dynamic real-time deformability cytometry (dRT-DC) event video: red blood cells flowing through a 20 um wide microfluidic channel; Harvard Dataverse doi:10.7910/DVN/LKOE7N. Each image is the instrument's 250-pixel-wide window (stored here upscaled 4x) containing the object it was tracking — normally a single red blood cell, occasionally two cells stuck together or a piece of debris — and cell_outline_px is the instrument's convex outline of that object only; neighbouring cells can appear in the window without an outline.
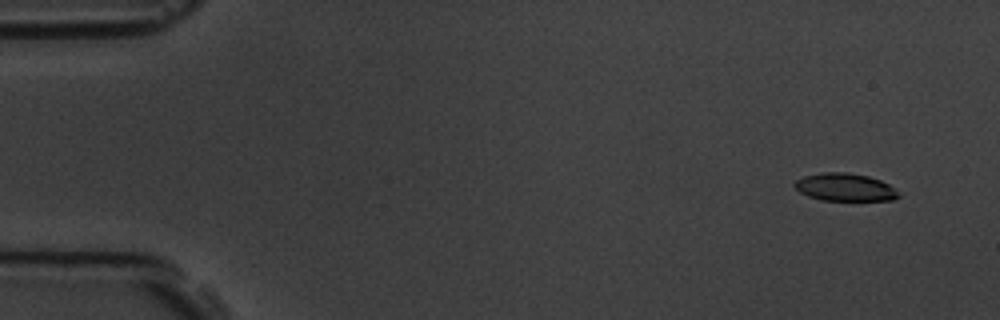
{"species": "common noctule bat (a hibernating species)", "species_latin": "Nyctalus noctula", "temperature_condition": "room temperature", "stored_images_in_passage": 8, "camera_frame_rate_fps": 3000, "um_per_image_px": 0.085, "animal": {"sex": "male", "body_mass_g": 19.5, "forearm_length_mm": 54.6}, "frame": {"image": 1, "passage_image": 1, "time_ms": 0.0, "image_size_px": [1000, 320], "cell_outline_px": [[900, 196], [892, 200], [820, 200], [808, 196], [800, 192], [792, 184], [796, 180], [804, 176], [820, 172], [844, 172], [868, 176], [880, 180], [888, 184]], "centroid_in_image_um": [71.76, 15.91], "position_along_channel_um": 13.2, "area_um2": 16.65}}
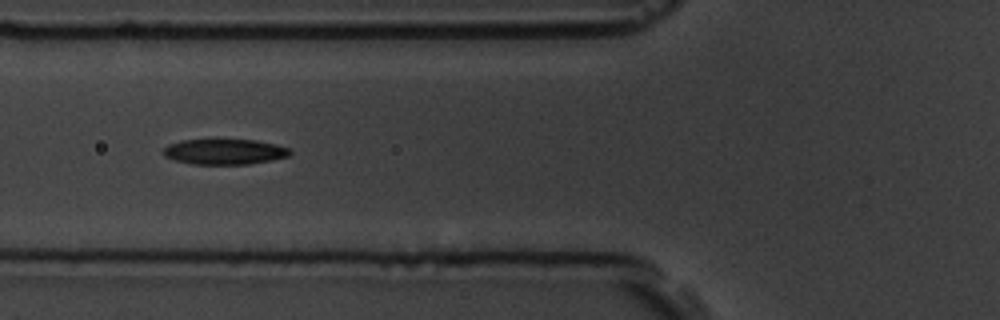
{"frame": {"image": 2, "passage_image": 6, "time_ms": 5.667, "image_size_px": [1000, 320], "cell_outline_px": [[292, 152], [288, 156], [272, 160], [248, 164], [192, 164], [176, 160], [164, 156], [164, 148], [168, 144], [180, 140], [216, 136], [256, 140], [276, 144], [292, 148]], "centroid_in_image_um": [19.09, 12.83], "position_along_channel_um": 106.7, "area_um2": 19.88}}
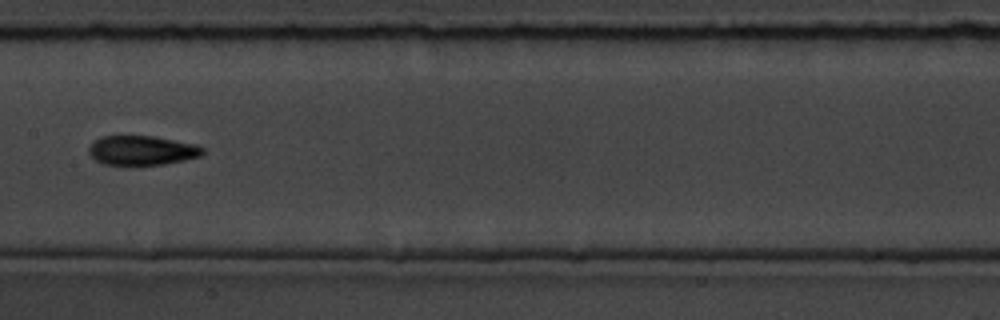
{"frame": {"image": 3, "passage_image": 8, "time_ms": 8.0, "image_size_px": [1000, 320], "cell_outline_px": [[204, 152], [200, 156], [184, 160], [164, 164], [128, 168], [104, 164], [96, 160], [88, 152], [88, 148], [100, 136], [152, 136], [196, 144], [204, 148]], "centroid_in_image_um": [12.04, 12.83], "position_along_channel_um": 195.4, "area_um2": 20.11}}